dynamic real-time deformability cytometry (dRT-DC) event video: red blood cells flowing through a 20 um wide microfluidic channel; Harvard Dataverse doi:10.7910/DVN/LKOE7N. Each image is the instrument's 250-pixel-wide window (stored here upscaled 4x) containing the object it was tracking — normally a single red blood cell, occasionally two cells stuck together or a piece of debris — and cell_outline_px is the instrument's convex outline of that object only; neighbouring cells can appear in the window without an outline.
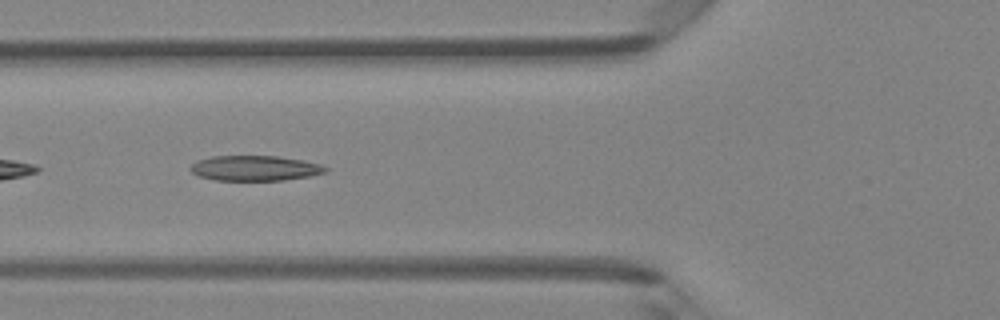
{"species": "Egyptian fruit bat (a non-hibernating species)", "species_latin": "Rousettus aegyptiacus", "temperature_condition": "room temperature", "stored_images_in_passage": 34, "camera_frame_rate_fps": 3000, "um_per_image_px": 0.085, "animal": {"sex": "female"}, "frame": {"image": 1, "passage_image": 8, "time_ms": 2.333, "image_size_px": [1000, 320], "cell_outline_px": [[328, 172], [308, 176], [284, 180], [216, 180], [200, 176], [192, 172], [188, 168], [196, 160], [212, 156], [276, 156], [304, 160], [320, 164], [328, 168]], "centroid_in_image_um": [21.67, 14.29], "position_along_channel_um": 104.1, "area_um2": 19.83}}
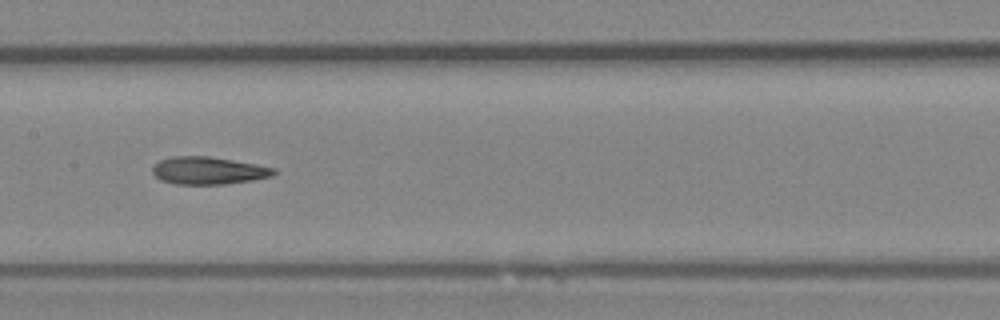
{"frame": {"image": 2, "passage_image": 14, "time_ms": 4.333, "image_size_px": [1000, 320], "cell_outline_px": [[276, 172], [272, 176], [252, 180], [224, 184], [176, 184], [160, 180], [152, 172], [152, 164], [160, 160], [172, 156], [208, 156], [256, 164], [276, 168]], "centroid_in_image_um": [17.68, 14.49], "position_along_channel_um": 189.7, "area_um2": 19.48}}
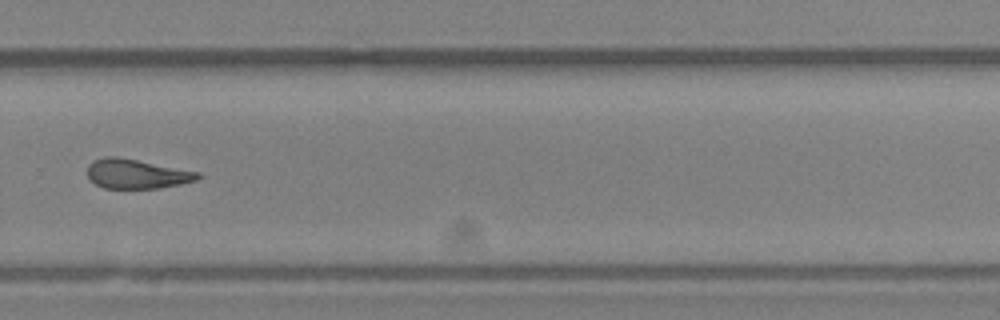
{"frame": {"image": 3, "passage_image": 23, "time_ms": 7.333, "image_size_px": [1000, 320], "cell_outline_px": [[200, 176], [196, 180], [180, 184], [156, 188], [104, 188], [96, 184], [88, 176], [88, 164], [92, 160], [104, 156], [116, 156], [200, 172]], "centroid_in_image_um": [11.58, 14.77], "position_along_channel_um": 318.2, "area_um2": 18.79}, "authors_computed_cell_mechanics": {"area_um2": 19.8254, "velocity_mm_per_s": 4.2953, "shape_relaxation_time_tau1_ms": 5.5414, "shape_relaxation_time_tau2_ms": 3.2615, "deformation_change_tau1": 0.1815, "deformation_change_tau2": 0.1408}}